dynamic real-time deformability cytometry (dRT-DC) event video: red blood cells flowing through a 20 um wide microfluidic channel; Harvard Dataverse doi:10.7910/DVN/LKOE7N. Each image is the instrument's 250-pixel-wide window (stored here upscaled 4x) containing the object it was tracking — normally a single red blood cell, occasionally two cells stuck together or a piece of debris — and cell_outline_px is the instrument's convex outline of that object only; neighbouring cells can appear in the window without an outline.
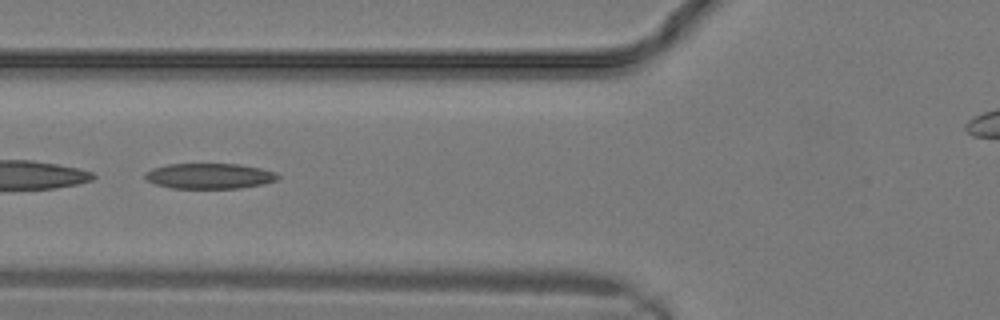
{"species": "common noctule bat (a hibernating species)", "species_latin": "Nyctalus noctula", "temperature_condition": "warm", "stored_images_in_passage": 5, "camera_frame_rate_fps": 3000, "um_per_image_px": 0.085, "animal": {"sex": "male", "body_mass_g": 19.2, "forearm_length_mm": 51.8}, "frame": {"image": 1, "passage_image": 4, "time_ms": 1.0, "image_size_px": [1000, 320], "cell_outline_px": [[280, 176], [276, 180], [264, 184], [240, 188], [172, 188], [156, 184], [148, 180], [144, 176], [152, 168], [168, 164], [240, 164], [260, 168], [276, 172]], "centroid_in_image_um": [17.84, 14.96], "position_along_channel_um": 108.0, "area_um2": 19.59}}